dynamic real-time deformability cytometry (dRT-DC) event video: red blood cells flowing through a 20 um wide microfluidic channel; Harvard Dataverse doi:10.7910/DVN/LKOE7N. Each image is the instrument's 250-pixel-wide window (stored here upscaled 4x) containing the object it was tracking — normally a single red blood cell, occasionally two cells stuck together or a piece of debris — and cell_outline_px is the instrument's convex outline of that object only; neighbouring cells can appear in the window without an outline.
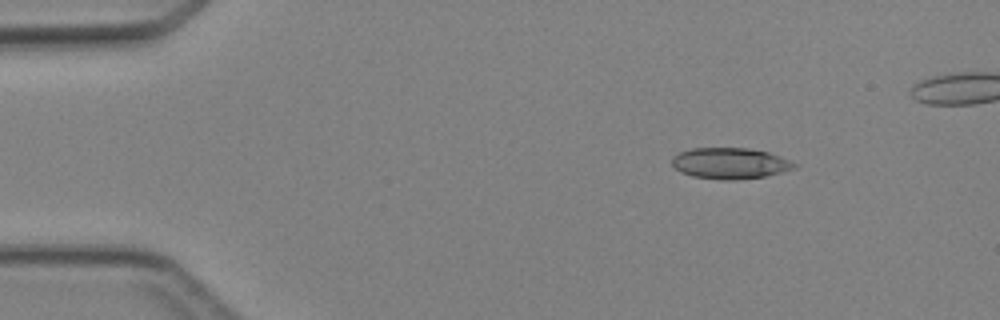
{"species": "Egyptian fruit bat (a non-hibernating species)", "species_latin": "Rousettus aegyptiacus", "temperature_condition": "cold", "stored_images_in_passage": 5, "camera_frame_rate_fps": 3000, "um_per_image_px": 0.085, "animal": {"sex": "female"}, "frame": {"image": 1, "passage_image": 2, "time_ms": 1.0, "image_size_px": [1000, 320], "cell_outline_px": [[796, 168], [784, 172], [764, 176], [736, 180], [720, 180], [692, 176], [680, 172], [672, 164], [672, 156], [680, 152], [692, 148], [748, 148], [768, 152], [780, 156], [796, 164]], "centroid_in_image_um": [62.04, 13.88], "position_along_channel_um": 23.0, "area_um2": 22.2}}